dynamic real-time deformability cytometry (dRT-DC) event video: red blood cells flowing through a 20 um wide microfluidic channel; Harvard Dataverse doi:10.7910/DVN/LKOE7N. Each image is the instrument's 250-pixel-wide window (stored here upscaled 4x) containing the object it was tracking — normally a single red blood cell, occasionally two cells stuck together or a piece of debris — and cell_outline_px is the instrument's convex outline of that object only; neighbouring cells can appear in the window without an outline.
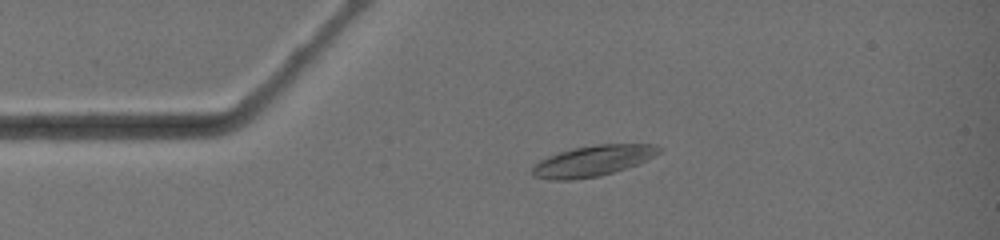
{"species": "common noctule bat (a hibernating species)", "species_latin": "Nyctalus noctula", "temperature_condition": "warm", "stored_images_in_passage": 2, "camera_frame_rate_fps": 3000, "um_per_image_px": 0.085, "animal": {"sex": "female", "body_mass_g": 19.0, "forearm_length_mm": 51.5}, "frame": {"image": 1, "passage_image": 2, "time_ms": 0.333, "image_size_px": [1000, 240], "cell_outline_px": [[664, 148], [660, 152], [640, 164], [600, 176], [572, 180], [548, 180], [532, 176], [532, 168], [540, 160], [548, 156], [572, 148], [596, 144], [656, 144]], "centroid_in_image_um": [50.42, 13.67], "position_along_channel_um": 34.6, "area_um2": 22.95}}